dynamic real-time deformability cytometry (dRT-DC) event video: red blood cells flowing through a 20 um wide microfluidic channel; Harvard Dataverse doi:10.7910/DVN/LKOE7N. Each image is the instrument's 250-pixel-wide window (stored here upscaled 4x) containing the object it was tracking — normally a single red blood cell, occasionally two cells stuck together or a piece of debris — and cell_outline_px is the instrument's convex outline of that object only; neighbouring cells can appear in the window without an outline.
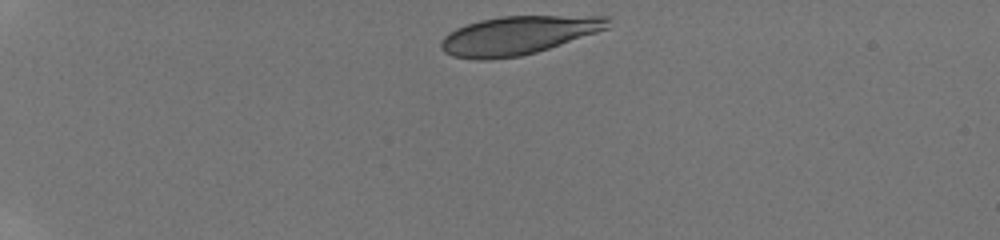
{"species": "human", "species_latin": "Homo sapiens", "temperature_condition": "room temperature", "stored_images_in_passage": 19, "camera_frame_rate_fps": 3000, "um_per_image_px": 0.085, "donor": {"sex": "male"}, "frame": {"image": 1, "passage_image": 1, "time_ms": 0.0, "image_size_px": [1000, 240], "cell_outline_px": [[612, 16], [608, 28], [536, 52], [520, 56], [488, 60], [476, 60], [452, 56], [444, 52], [440, 48], [440, 40], [448, 32], [456, 28], [480, 20], [500, 16]], "centroid_in_image_um": [43.99, 3.0], "position_along_channel_um": 41.0, "area_um2": 37.4}}
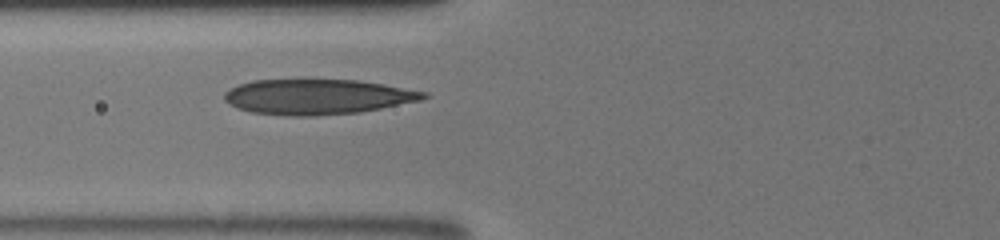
{"frame": {"image": 2, "passage_image": 10, "time_ms": 3.333, "image_size_px": [1000, 240], "cell_outline_px": [[428, 96], [420, 100], [360, 112], [312, 116], [288, 116], [252, 112], [228, 104], [224, 100], [224, 92], [240, 84], [252, 80], [360, 80], [384, 84], [428, 92]], "centroid_in_image_um": [26.98, 8.22], "position_along_channel_um": 98.8, "area_um2": 40.69}}
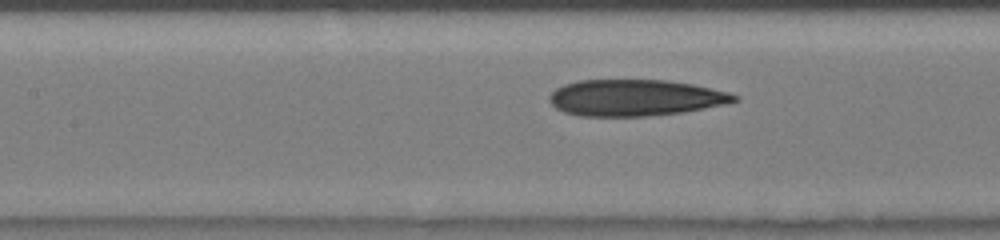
{"frame": {"image": 3, "passage_image": 14, "time_ms": 4.667, "image_size_px": [1000, 240], "cell_outline_px": [[740, 100], [724, 104], [684, 112], [648, 116], [580, 116], [564, 112], [556, 108], [548, 100], [548, 96], [556, 88], [564, 84], [580, 80], [668, 80], [692, 84], [728, 92], [740, 96]], "centroid_in_image_um": [53.98, 8.31], "position_along_channel_um": 153.4, "area_um2": 39.3}}